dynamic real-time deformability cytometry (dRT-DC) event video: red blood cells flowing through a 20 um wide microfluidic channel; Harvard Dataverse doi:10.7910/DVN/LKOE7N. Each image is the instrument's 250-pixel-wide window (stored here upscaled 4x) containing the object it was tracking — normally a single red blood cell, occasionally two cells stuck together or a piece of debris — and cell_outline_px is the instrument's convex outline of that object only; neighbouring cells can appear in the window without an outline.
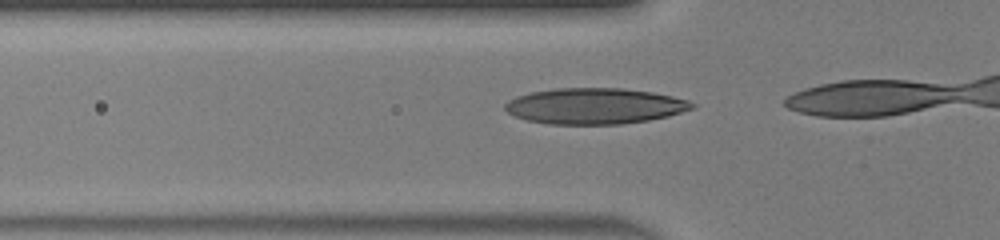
{"species": "human", "species_latin": "Homo sapiens", "temperature_condition": "warm", "stored_images_in_passage": 4, "camera_frame_rate_fps": 3000, "um_per_image_px": 0.085, "donor": {"sex": "male"}, "frame": {"image": 1, "passage_image": 2, "time_ms": 0.333, "image_size_px": [1000, 240], "cell_outline_px": [[696, 108], [668, 116], [648, 120], [620, 124], [548, 124], [528, 120], [516, 116], [508, 112], [504, 108], [504, 104], [508, 100], [516, 96], [532, 92], [556, 88], [620, 88], [652, 92], [672, 96], [688, 100], [696, 104]], "centroid_in_image_um": [50.57, 9.01], "position_along_channel_um": 75.2, "area_um2": 39.13}}